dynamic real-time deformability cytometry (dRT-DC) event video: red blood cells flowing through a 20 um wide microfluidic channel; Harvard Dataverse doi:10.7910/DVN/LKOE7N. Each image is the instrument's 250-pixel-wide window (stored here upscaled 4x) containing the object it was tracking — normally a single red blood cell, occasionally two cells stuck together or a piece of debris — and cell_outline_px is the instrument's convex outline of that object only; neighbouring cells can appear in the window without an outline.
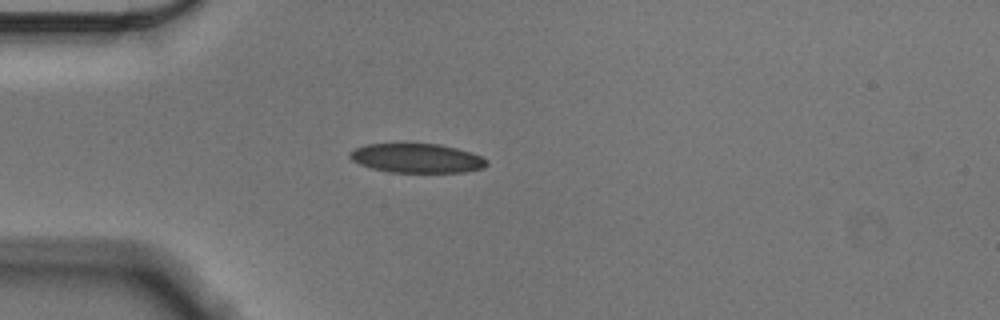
{"species": "Egyptian fruit bat (a non-hibernating species)", "species_latin": "Rousettus aegyptiacus", "temperature_condition": "cold", "stored_images_in_passage": 42, "camera_frame_rate_fps": 3000, "um_per_image_px": 0.085, "animal": {"sex": "male"}, "frame": {"image": 1, "passage_image": 1, "time_ms": 0.0, "image_size_px": [1000, 320], "cell_outline_px": [[488, 164], [484, 168], [464, 172], [388, 172], [372, 168], [360, 164], [352, 160], [348, 156], [348, 152], [352, 148], [364, 144], [440, 144], [456, 148], [480, 156], [488, 160]], "centroid_in_image_um": [35.39, 13.44], "position_along_channel_um": 49.6, "area_um2": 23.35}}
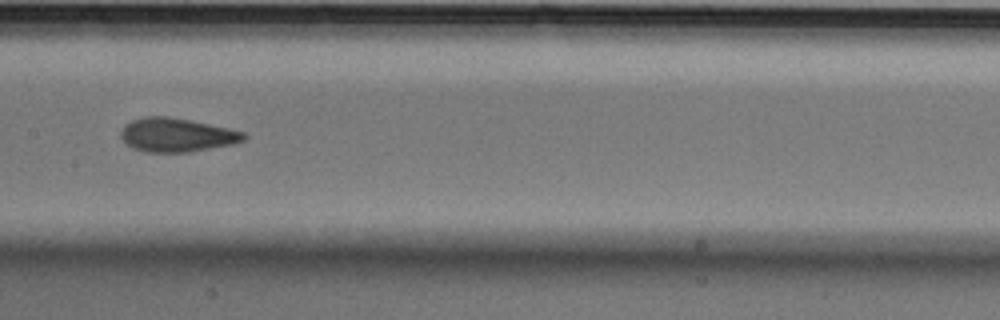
{"frame": {"image": 2, "passage_image": 14, "time_ms": 4.333, "image_size_px": [1000, 320], "cell_outline_px": [[248, 136], [244, 140], [236, 144], [188, 152], [144, 152], [132, 148], [120, 136], [120, 132], [124, 124], [132, 120], [144, 116], [168, 116], [192, 120], [228, 128], [244, 132]], "centroid_in_image_um": [15.03, 11.47], "position_along_channel_um": 192.4, "area_um2": 24.45}}
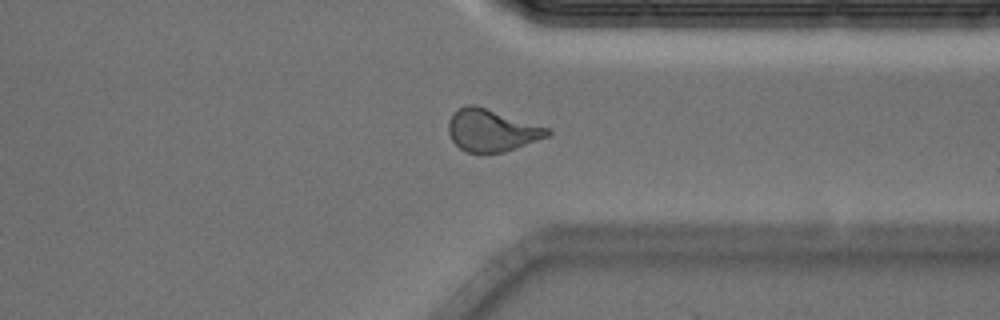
{"frame": {"image": 3, "passage_image": 29, "time_ms": 9.333, "image_size_px": [1000, 320], "cell_outline_px": [[552, 132], [548, 136], [516, 148], [504, 152], [468, 152], [460, 148], [452, 140], [448, 132], [448, 124], [452, 116], [464, 104], [472, 104], [548, 128]], "centroid_in_image_um": [41.77, 11.09], "position_along_channel_um": 369.6, "area_um2": 23.7}, "authors_computed_cell_mechanics": {"area_um2": 23.6402, "velocity_mm_per_s": 3.5624, "shape_relaxation_time_tau1_ms": 6.3355, "shape_relaxation_time_tau2_ms": 1.6031, "deformation_change_tau1": 0.155, "deformation_change_tau2": 0.0601}}